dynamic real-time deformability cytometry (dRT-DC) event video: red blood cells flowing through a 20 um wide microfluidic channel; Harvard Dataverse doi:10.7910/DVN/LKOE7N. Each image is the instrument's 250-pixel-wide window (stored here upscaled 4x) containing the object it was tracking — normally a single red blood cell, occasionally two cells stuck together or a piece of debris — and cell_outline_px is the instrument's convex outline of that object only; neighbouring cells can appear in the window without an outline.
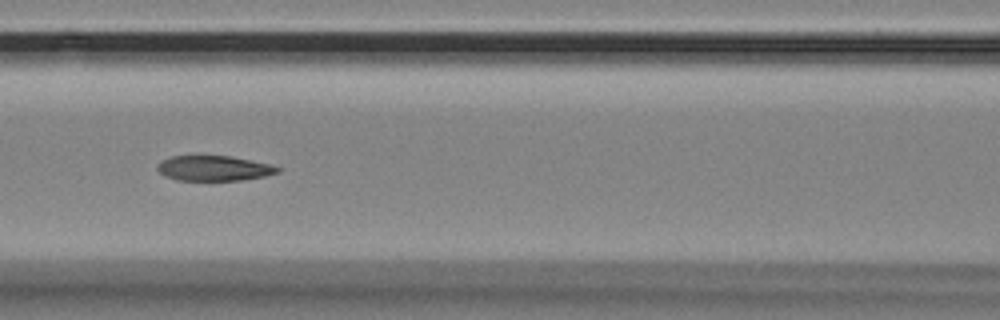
{"species": "Egyptian fruit bat (a non-hibernating species)", "species_latin": "Rousettus aegyptiacus", "temperature_condition": "room temperature", "stored_images_in_passage": 7, "camera_frame_rate_fps": 3000, "um_per_image_px": 0.085, "animal": {"sex": "female"}, "frame": {"image": 1, "passage_image": 6, "time_ms": 1.667, "image_size_px": [1000, 320], "cell_outline_px": [[280, 172], [264, 176], [240, 180], [176, 180], [160, 172], [156, 168], [156, 164], [172, 156], [228, 156], [268, 164], [280, 168]], "centroid_in_image_um": [18.16, 14.3], "position_along_channel_um": 148.4, "area_um2": 17.22}}
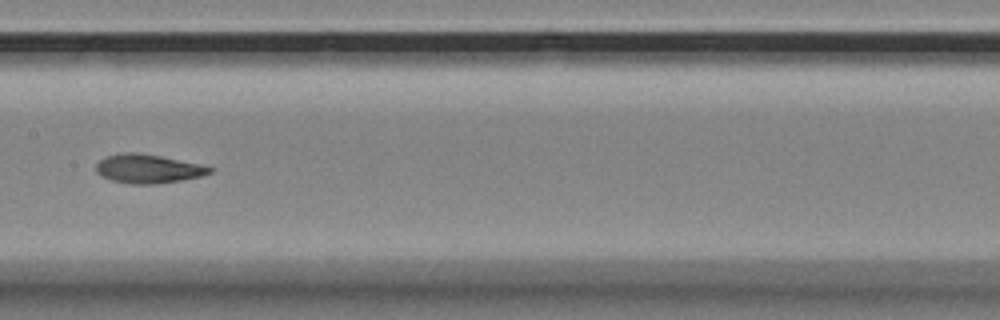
{"frame": {"image": 2, "passage_image": 7, "time_ms": 2.0, "image_size_px": [1000, 320], "cell_outline_px": [[216, 168], [212, 172], [200, 176], [180, 180], [156, 184], [132, 184], [112, 180], [100, 176], [96, 172], [96, 164], [100, 160], [108, 156], [120, 152], [136, 152], [160, 156], [200, 164]], "centroid_in_image_um": [12.58, 14.34], "position_along_channel_um": 194.8, "area_um2": 19.07}}